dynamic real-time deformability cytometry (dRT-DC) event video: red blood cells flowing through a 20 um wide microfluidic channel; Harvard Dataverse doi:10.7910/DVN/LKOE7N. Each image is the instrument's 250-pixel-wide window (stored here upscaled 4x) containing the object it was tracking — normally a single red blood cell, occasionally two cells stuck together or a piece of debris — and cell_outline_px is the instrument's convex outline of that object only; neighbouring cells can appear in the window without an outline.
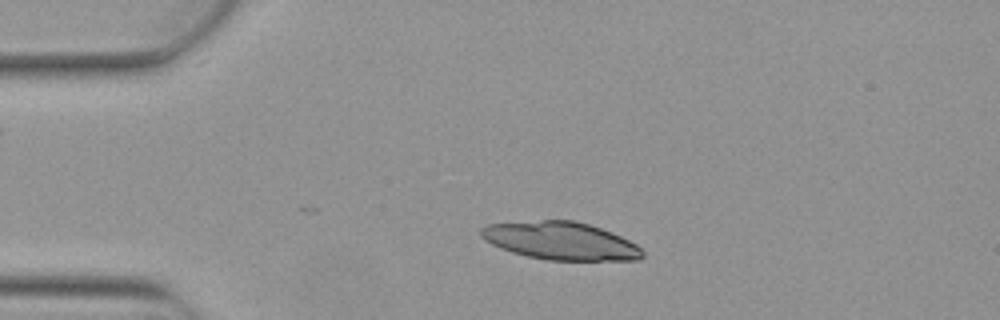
{"species": "Egyptian fruit bat (a non-hibernating species)", "species_latin": "Rousettus aegyptiacus", "temperature_condition": "warm", "stored_images_in_passage": 3, "camera_frame_rate_fps": 3000, "um_per_image_px": 0.085, "animal": {"sex": "female"}, "frame": {"image": 1, "passage_image": 1, "time_ms": 0.0, "image_size_px": [1000, 320], "cell_outline_px": [[644, 256], [640, 260], [548, 260], [528, 256], [512, 252], [500, 248], [484, 240], [480, 236], [480, 228], [488, 224], [544, 220], [572, 220], [588, 224], [612, 232], [636, 244], [644, 252]], "centroid_in_image_um": [47.65, 20.47], "position_along_channel_um": 37.3, "area_um2": 35.49}}